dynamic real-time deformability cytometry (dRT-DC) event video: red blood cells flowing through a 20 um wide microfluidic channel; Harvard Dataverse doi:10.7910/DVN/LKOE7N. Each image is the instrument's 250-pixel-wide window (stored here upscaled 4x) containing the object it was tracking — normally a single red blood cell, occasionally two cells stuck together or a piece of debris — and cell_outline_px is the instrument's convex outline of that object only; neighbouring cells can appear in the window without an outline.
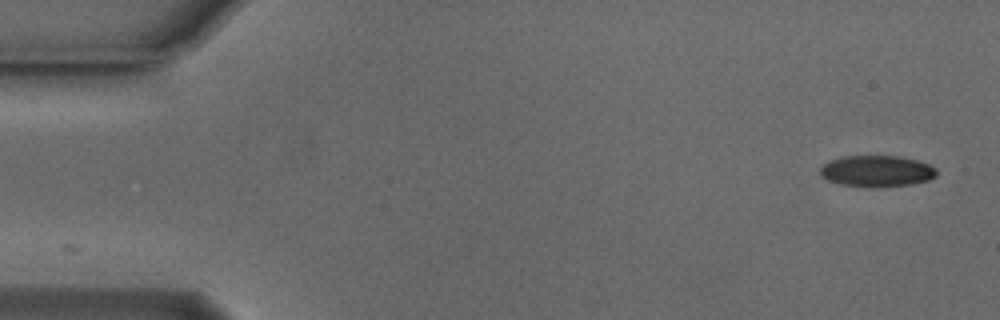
{"species": "Egyptian fruit bat (a non-hibernating species)", "species_latin": "Rousettus aegyptiacus", "temperature_condition": "cold", "stored_images_in_passage": 51, "camera_frame_rate_fps": 3000, "um_per_image_px": 0.085, "animal": {"sex": "male"}, "frame": {"image": 1, "passage_image": 1, "time_ms": 0.0, "image_size_px": [1000, 320], "cell_outline_px": [[936, 176], [928, 180], [912, 184], [876, 188], [868, 188], [840, 184], [828, 180], [820, 176], [820, 168], [828, 160], [844, 156], [900, 156], [916, 160], [928, 164], [936, 168]], "centroid_in_image_um": [74.5, 14.55], "position_along_channel_um": 10.5, "area_um2": 21.5}}
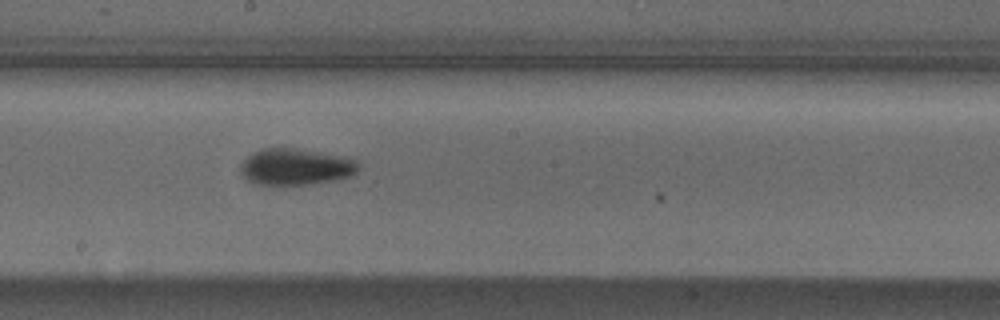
{"frame": {"image": 2, "passage_image": 28, "time_ms": 9.0, "image_size_px": [1000, 320], "cell_outline_px": [[360, 168], [356, 172], [348, 176], [336, 180], [308, 184], [256, 184], [240, 176], [240, 164], [252, 152], [260, 148], [296, 148], [344, 156], [356, 160], [360, 164]], "centroid_in_image_um": [25.11, 14.16], "position_along_channel_um": 223.1, "area_um2": 25.2}}
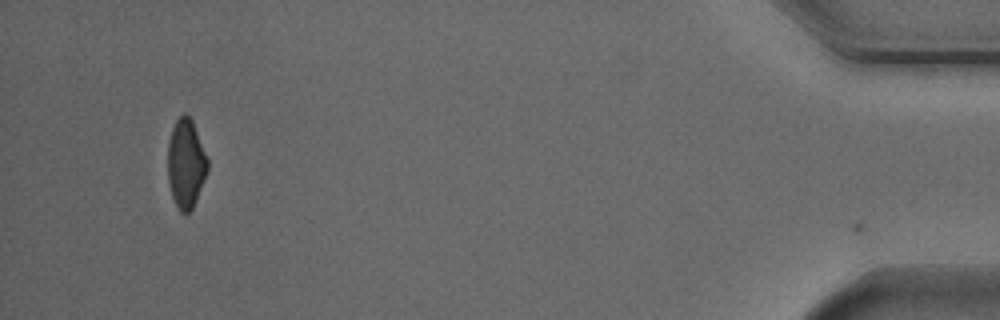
{"frame": {"image": 3, "passage_image": 50, "time_ms": 16.333, "image_size_px": [1000, 320], "cell_outline_px": [[208, 172], [192, 208], [184, 216], [176, 208], [172, 196], [168, 180], [168, 140], [172, 128], [176, 120], [184, 112], [192, 120], [208, 160]], "centroid_in_image_um": [15.79, 13.93], "position_along_channel_um": 419.4, "area_um2": 20.69}, "authors_computed_cell_mechanics": {"area_um2": 23.0622, "velocity_mm_per_s": 3.7685, "shape_relaxation_time_tau1_ms": 3.7984, "shape_relaxation_time_tau2_ms": 5.7327, "deformation_change_tau1": 0.1263, "deformation_change_tau2": 0.1204}}